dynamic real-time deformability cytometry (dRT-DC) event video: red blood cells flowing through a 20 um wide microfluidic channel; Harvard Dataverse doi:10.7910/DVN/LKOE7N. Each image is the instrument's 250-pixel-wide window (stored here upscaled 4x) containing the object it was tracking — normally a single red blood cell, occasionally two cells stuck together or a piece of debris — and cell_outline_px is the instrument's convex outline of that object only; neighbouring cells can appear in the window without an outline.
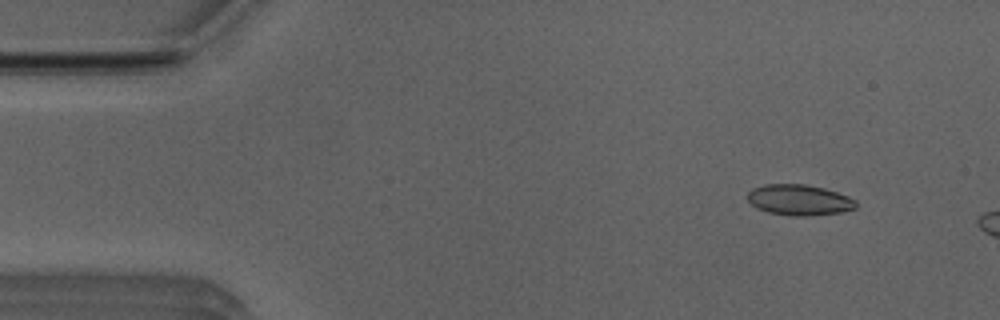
{"species": "Egyptian fruit bat (a non-hibernating species)", "species_latin": "Rousettus aegyptiacus", "temperature_condition": "room temperature", "stored_images_in_passage": 11, "camera_frame_rate_fps": 3000, "um_per_image_px": 0.085, "animal": {"sex": "male"}, "frame": {"image": 1, "passage_image": 5, "time_ms": 1.333, "image_size_px": [1000, 320], "cell_outline_px": [[856, 208], [840, 212], [808, 216], [792, 216], [768, 212], [756, 208], [748, 200], [748, 192], [752, 188], [764, 184], [804, 184], [824, 188], [848, 196], [856, 200]], "centroid_in_image_um": [67.92, 16.99], "position_along_channel_um": 17.1, "area_um2": 19.42}}